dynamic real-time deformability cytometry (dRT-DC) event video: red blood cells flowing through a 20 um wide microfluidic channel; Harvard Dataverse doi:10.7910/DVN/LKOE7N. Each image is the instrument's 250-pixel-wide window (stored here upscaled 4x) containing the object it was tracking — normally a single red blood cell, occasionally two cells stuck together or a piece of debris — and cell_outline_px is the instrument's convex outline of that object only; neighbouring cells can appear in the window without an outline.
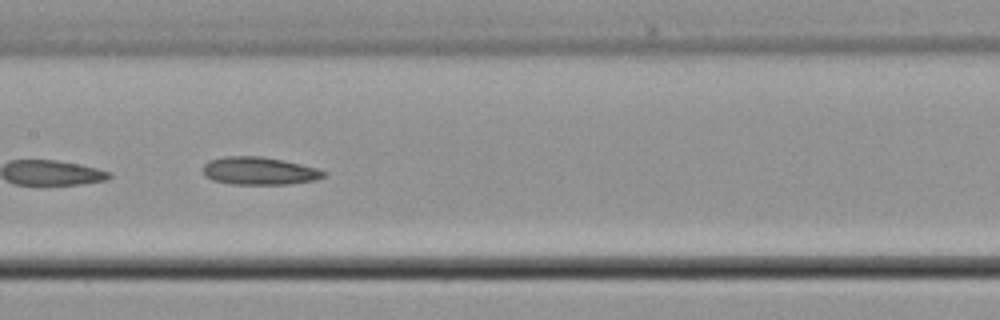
{"species": "common noctule bat (a hibernating species)", "species_latin": "Nyctalus noctula", "temperature_condition": "cold", "stored_images_in_passage": 8, "camera_frame_rate_fps": 3000, "um_per_image_px": 0.085, "animal": {"sex": "male", "body_mass_g": 21.5, "forearm_length_mm": 52.0}, "frame": {"image": 1, "passage_image": 7, "time_ms": 7.333, "image_size_px": [1000, 320], "cell_outline_px": [[328, 176], [316, 180], [288, 184], [232, 184], [212, 180], [204, 176], [204, 164], [208, 160], [224, 156], [260, 156], [300, 164], [316, 168], [328, 172]], "centroid_in_image_um": [22.04, 14.53], "position_along_channel_um": 185.4, "area_um2": 19.59}}
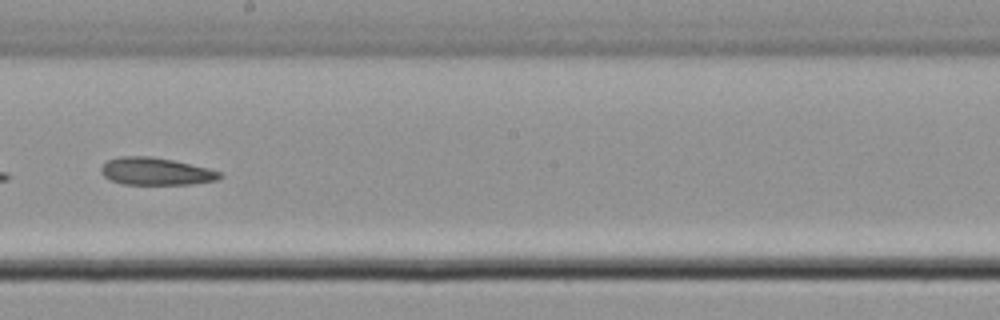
{"frame": {"image": 2, "passage_image": 8, "time_ms": 8.667, "image_size_px": [1000, 320], "cell_outline_px": [[224, 176], [216, 180], [192, 184], [124, 184], [112, 180], [104, 176], [100, 172], [100, 168], [108, 160], [120, 156], [152, 156], [172, 160], [208, 168], [220, 172]], "centroid_in_image_um": [13.25, 14.56], "position_along_channel_um": 235.0, "area_um2": 18.84}}